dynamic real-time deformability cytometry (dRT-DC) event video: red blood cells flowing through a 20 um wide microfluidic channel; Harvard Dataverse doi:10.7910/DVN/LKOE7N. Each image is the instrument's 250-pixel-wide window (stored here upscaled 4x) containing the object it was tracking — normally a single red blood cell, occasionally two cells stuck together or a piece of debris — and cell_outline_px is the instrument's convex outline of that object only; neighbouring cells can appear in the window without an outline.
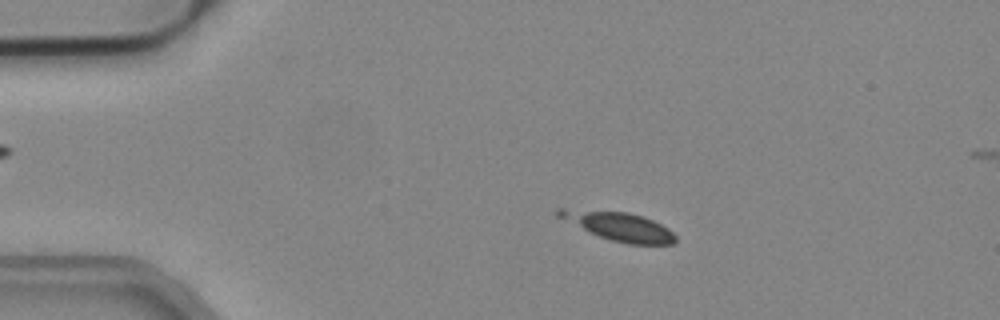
{"species": "common noctule bat (a hibernating species)", "species_latin": "Nyctalus noctula", "temperature_condition": "cold", "stored_images_in_passage": 18, "camera_frame_rate_fps": 3000, "um_per_image_px": 0.085, "animal": {"sex": "male", "body_mass_g": 19.2, "forearm_length_mm": 51.8}, "frame": {"image": 1, "passage_image": 10, "time_ms": 3.0, "image_size_px": [1000, 320], "cell_outline_px": [[676, 240], [672, 244], [628, 244], [612, 240], [588, 232], [580, 224], [580, 216], [588, 212], [628, 212], [644, 216], [668, 228], [676, 236]], "centroid_in_image_um": [53.28, 19.39], "position_along_channel_um": 31.7, "area_um2": 16.36}}